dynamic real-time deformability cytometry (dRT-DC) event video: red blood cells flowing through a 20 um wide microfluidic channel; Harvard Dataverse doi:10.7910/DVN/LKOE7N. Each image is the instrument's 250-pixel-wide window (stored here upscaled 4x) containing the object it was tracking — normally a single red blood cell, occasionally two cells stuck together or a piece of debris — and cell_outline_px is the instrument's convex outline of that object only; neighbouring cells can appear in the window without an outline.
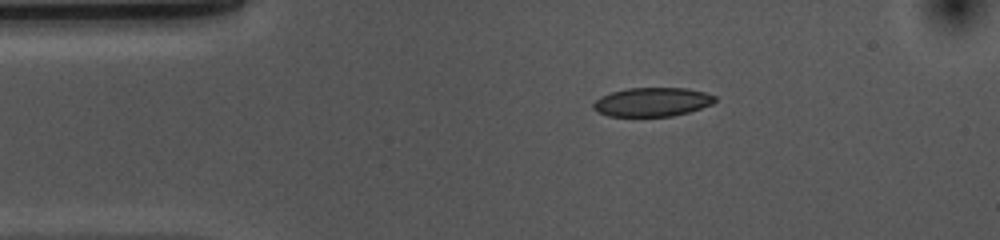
{"species": "common noctule bat (a hibernating species)", "species_latin": "Nyctalus noctula", "temperature_condition": "cold", "stored_images_in_passage": 45, "camera_frame_rate_fps": 3000, "um_per_image_px": 0.085, "animal": {"sex": "female", "body_mass_g": 10.0, "forearm_length_mm": 53.1}, "frame": {"image": 1, "passage_image": 1, "time_ms": 0.0, "image_size_px": [1000, 240], "cell_outline_px": [[716, 100], [712, 104], [688, 112], [672, 116], [608, 116], [596, 112], [592, 108], [592, 104], [600, 96], [612, 92], [628, 88], [684, 88], [704, 92], [716, 96]], "centroid_in_image_um": [55.4, 8.67], "position_along_channel_um": 29.6, "area_um2": 20.46}}
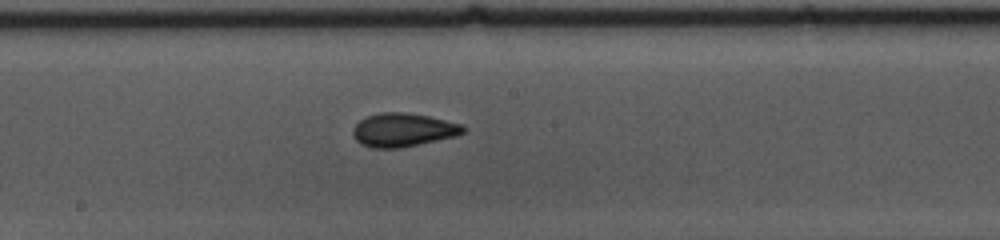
{"frame": {"image": 2, "passage_image": 19, "time_ms": 6.0, "image_size_px": [1000, 240], "cell_outline_px": [[468, 128], [464, 132], [456, 136], [400, 148], [372, 148], [360, 144], [352, 136], [352, 128], [364, 116], [380, 112], [408, 112], [428, 116], [464, 124]], "centroid_in_image_um": [34.25, 11.03], "position_along_channel_um": 213.9, "area_um2": 21.91}}
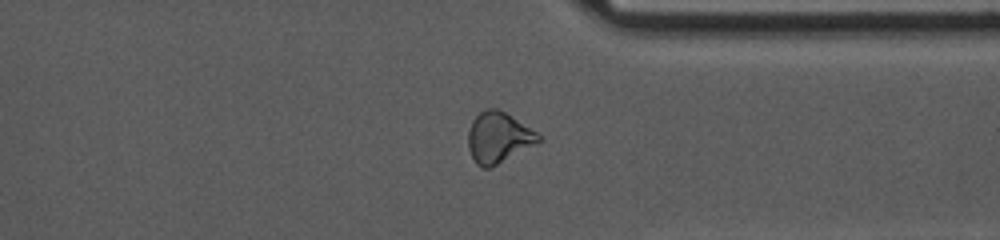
{"frame": {"image": 3, "passage_image": 32, "time_ms": 10.333, "image_size_px": [1000, 240], "cell_outline_px": [[544, 140], [488, 168], [480, 168], [476, 164], [468, 148], [468, 132], [472, 120], [480, 112], [488, 108], [496, 108], [504, 112], [544, 136]], "centroid_in_image_um": [42.38, 11.69], "position_along_channel_um": 369.0, "area_um2": 20.69}, "authors_computed_cell_mechanics": {"area_um2": 21.0392, "velocity_mm_per_s": 3.6637, "shape_relaxation_time_tau1_ms": 4.8898, "shape_relaxation_time_tau2_ms": 1.7604, "deformation_change_tau1": 0.1253, "deformation_change_tau2": 0.0564}}